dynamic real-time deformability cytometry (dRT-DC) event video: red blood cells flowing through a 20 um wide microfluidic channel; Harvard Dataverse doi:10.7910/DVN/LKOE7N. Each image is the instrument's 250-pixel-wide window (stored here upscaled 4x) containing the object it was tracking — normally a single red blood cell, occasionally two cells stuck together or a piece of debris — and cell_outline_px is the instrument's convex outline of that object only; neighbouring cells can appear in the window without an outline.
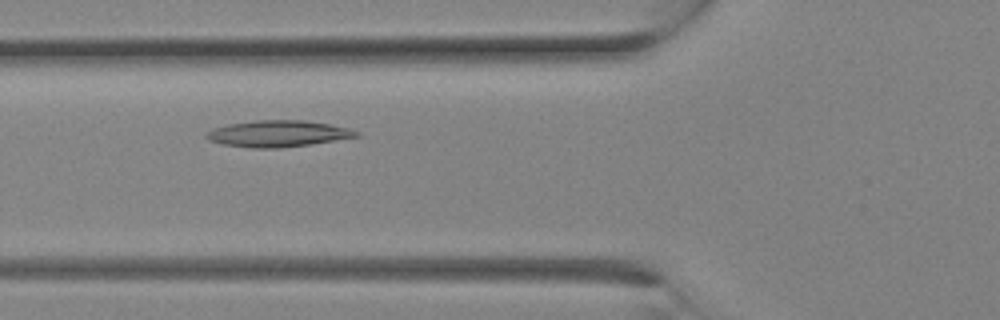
{"species": "Egyptian fruit bat (a non-hibernating species)", "species_latin": "Rousettus aegyptiacus", "temperature_condition": "room temperature", "stored_images_in_passage": 10, "camera_frame_rate_fps": 3000, "um_per_image_px": 0.085, "animal": {"sex": "female"}, "frame": {"image": 1, "passage_image": 7, "time_ms": 2.0, "image_size_px": [1000, 320], "cell_outline_px": [[360, 136], [312, 144], [280, 148], [252, 148], [224, 144], [208, 140], [204, 136], [212, 128], [228, 124], [256, 120], [304, 120], [328, 124], [348, 128], [360, 132]], "centroid_in_image_um": [23.62, 11.36], "position_along_channel_um": 102.2, "area_um2": 23.06}}
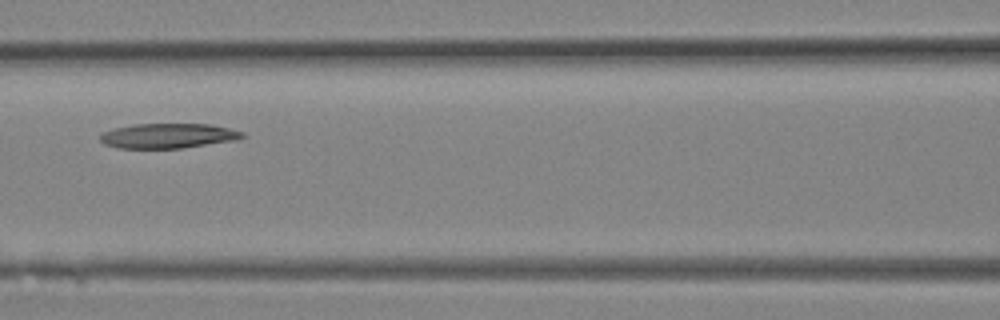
{"frame": {"image": 2, "passage_image": 9, "time_ms": 2.667, "image_size_px": [1000, 320], "cell_outline_px": [[244, 136], [236, 140], [180, 148], [120, 148], [104, 144], [100, 140], [100, 132], [132, 124], [208, 124], [228, 128], [244, 132]], "centroid_in_image_um": [14.25, 11.54], "position_along_channel_um": 152.3, "area_um2": 20.46}}